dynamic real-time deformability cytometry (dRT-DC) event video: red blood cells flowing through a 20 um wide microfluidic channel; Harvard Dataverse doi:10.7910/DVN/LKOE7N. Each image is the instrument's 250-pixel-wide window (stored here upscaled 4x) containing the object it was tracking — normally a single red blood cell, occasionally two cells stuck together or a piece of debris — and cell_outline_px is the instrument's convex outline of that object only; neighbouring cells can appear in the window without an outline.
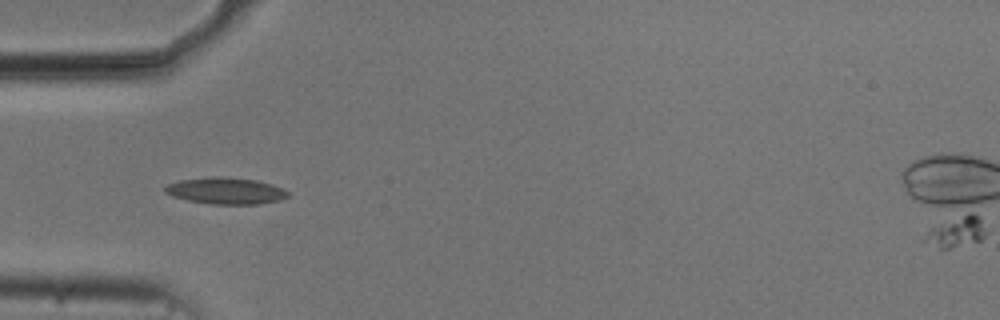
{"species": "common noctule bat (a hibernating species)", "species_latin": "Nyctalus noctula", "temperature_condition": "cold", "stored_images_in_passage": 41, "camera_frame_rate_fps": 3000, "um_per_image_px": 0.085, "animal": {"sex": "male", "body_mass_g": 20.5, "forearm_length_mm": 52.5}, "frame": {"image": 1, "passage_image": 4, "time_ms": 1.0, "image_size_px": [1000, 320], "cell_outline_px": [[288, 196], [280, 200], [260, 204], [208, 204], [188, 200], [172, 196], [164, 192], [164, 188], [168, 184], [180, 180], [216, 176], [256, 180], [272, 184], [288, 192]], "centroid_in_image_um": [19.17, 16.23], "position_along_channel_um": 65.8, "area_um2": 18.9}}
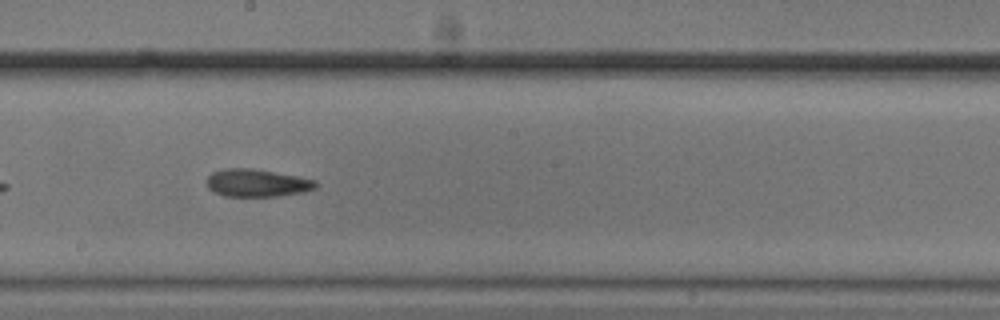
{"frame": {"image": 2, "passage_image": 17, "time_ms": 5.333, "image_size_px": [1000, 320], "cell_outline_px": [[320, 184], [316, 188], [304, 192], [276, 196], [224, 196], [212, 192], [208, 188], [208, 176], [212, 172], [224, 168], [252, 168], [296, 176], [316, 180]], "centroid_in_image_um": [21.85, 15.55], "position_along_channel_um": 226.4, "area_um2": 17.63}}
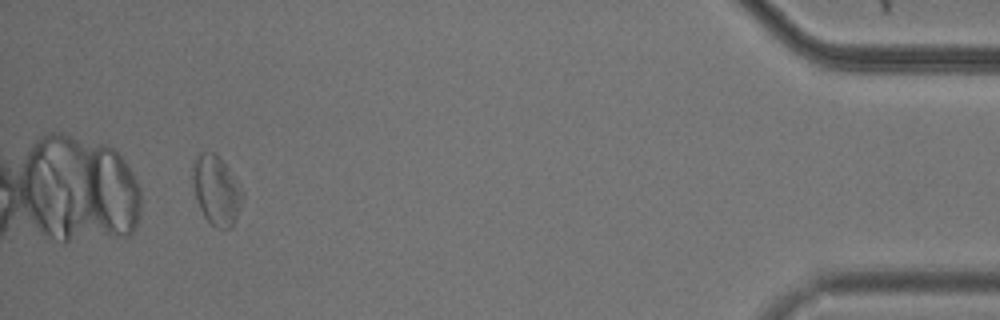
{"frame": {"image": 3, "passage_image": 38, "time_ms": 12.333, "image_size_px": [1000, 320], "cell_outline_px": [[244, 200], [232, 224], [228, 228], [216, 228], [204, 216], [200, 208], [196, 196], [192, 168], [192, 160], [200, 152], [216, 152], [220, 156], [244, 192]], "centroid_in_image_um": [18.4, 16.12], "position_along_channel_um": 416.8, "area_um2": 19.94}, "authors_computed_cell_mechanics": {"area_um2": 18.0914, "velocity_mm_per_s": 3.6947, "shape_relaxation_time_tau1_ms": 10.6876, "shape_relaxation_time_tau2_ms": 4.9569, "deformation_change_tau1": 0.168, "deformation_change_tau2": 0.1203}}